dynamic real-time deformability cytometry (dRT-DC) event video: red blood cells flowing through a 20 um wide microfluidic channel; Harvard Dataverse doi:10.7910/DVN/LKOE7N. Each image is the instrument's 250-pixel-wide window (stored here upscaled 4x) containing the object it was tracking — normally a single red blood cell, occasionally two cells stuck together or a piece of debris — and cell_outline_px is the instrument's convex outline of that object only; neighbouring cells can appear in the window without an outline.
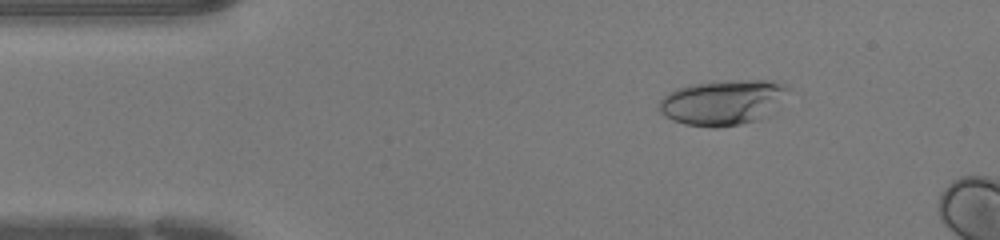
{"species": "human", "species_latin": "Homo sapiens", "temperature_condition": "warm", "stored_images_in_passage": 13, "camera_frame_rate_fps": 3000, "um_per_image_px": 0.085, "donor": {"sex": "female"}, "frame": {"image": 1, "passage_image": 6, "time_ms": 1.667, "image_size_px": [1000, 240], "cell_outline_px": [[792, 88], [772, 116], [760, 120], [740, 124], [716, 128], [708, 128], [684, 124], [672, 120], [664, 116], [660, 112], [660, 100], [664, 96], [676, 88], [692, 84], [732, 80], [776, 80]], "centroid_in_image_um": [61.53, 8.71], "position_along_channel_um": 23.5, "area_um2": 34.8}}